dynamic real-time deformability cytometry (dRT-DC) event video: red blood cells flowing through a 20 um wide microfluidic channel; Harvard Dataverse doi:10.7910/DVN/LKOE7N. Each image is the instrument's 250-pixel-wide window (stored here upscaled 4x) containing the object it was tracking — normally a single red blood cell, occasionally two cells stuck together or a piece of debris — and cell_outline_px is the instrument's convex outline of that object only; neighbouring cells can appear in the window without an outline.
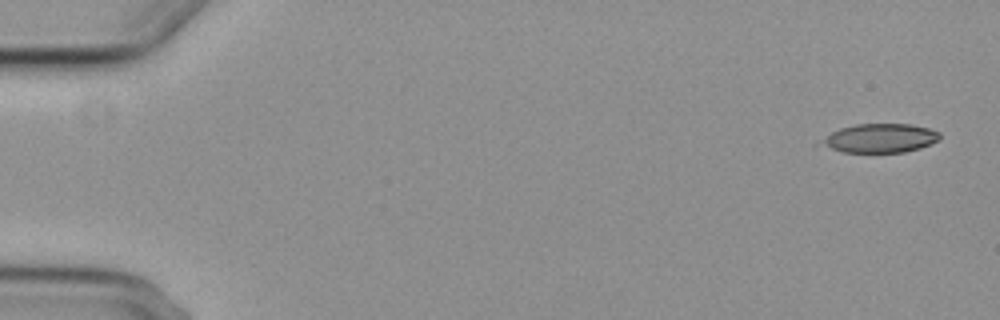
{"species": "common noctule bat (a hibernating species)", "species_latin": "Nyctalus noctula", "temperature_condition": "cold", "stored_images_in_passage": 4, "camera_frame_rate_fps": 3000, "um_per_image_px": 0.085, "animal": {"sex": "female", "body_mass_g": 29.2, "forearm_length_mm": 56.3}, "frame": {"image": 1, "passage_image": 1, "time_ms": 0.0, "image_size_px": [1000, 320], "cell_outline_px": [[940, 140], [920, 148], [904, 152], [844, 152], [812, 144], [816, 140], [840, 128], [856, 124], [912, 124], [928, 128], [940, 132]], "centroid_in_image_um": [74.72, 11.75], "position_along_channel_um": 10.3, "area_um2": 20.35}}